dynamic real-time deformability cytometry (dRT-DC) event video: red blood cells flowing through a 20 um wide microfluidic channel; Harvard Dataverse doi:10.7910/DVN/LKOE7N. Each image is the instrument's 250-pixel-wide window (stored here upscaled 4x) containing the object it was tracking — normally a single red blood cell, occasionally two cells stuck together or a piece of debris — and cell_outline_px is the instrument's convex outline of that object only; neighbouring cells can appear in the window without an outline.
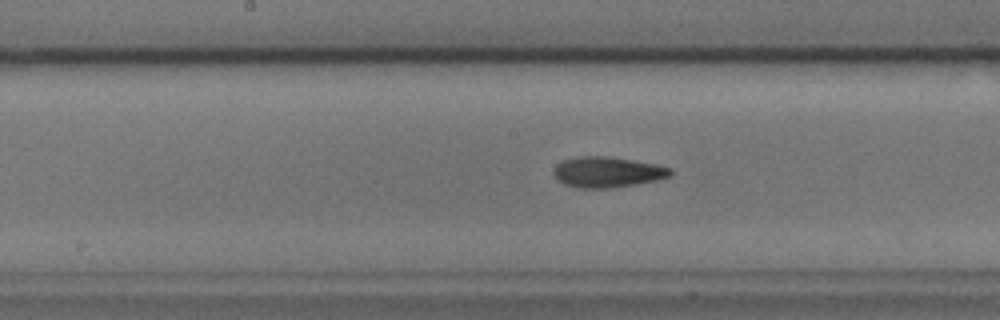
{"species": "common noctule bat (a hibernating species)", "species_latin": "Nyctalus noctula", "temperature_condition": "cold", "stored_images_in_passage": 23, "camera_frame_rate_fps": 3000, "um_per_image_px": 0.085, "animal": {"sex": "male", "body_mass_g": 17.9, "forearm_length_mm": 54.2}, "frame": {"image": 1, "passage_image": 11, "time_ms": 3.333, "image_size_px": [1000, 320], "cell_outline_px": [[672, 176], [656, 180], [636, 184], [612, 188], [576, 188], [564, 184], [556, 180], [552, 172], [556, 164], [564, 160], [580, 156], [608, 156], [656, 164], [672, 168]], "centroid_in_image_um": [51.61, 14.63], "position_along_channel_um": 196.6, "area_um2": 21.04}}
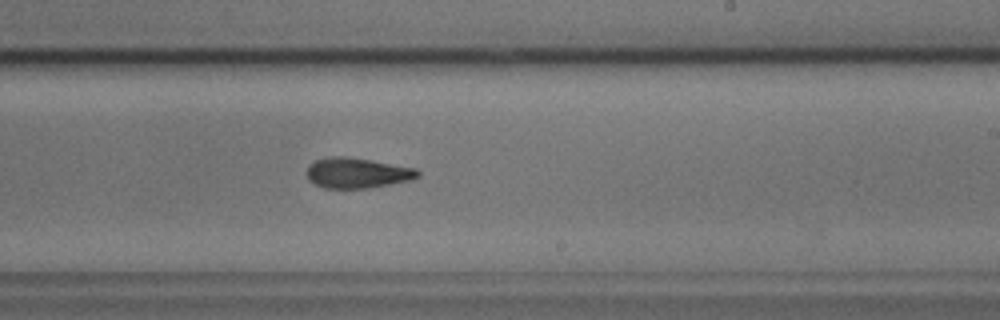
{"frame": {"image": 2, "passage_image": 16, "time_ms": 5.0, "image_size_px": [1000, 320], "cell_outline_px": [[420, 176], [412, 180], [368, 188], [324, 188], [308, 180], [308, 164], [316, 160], [328, 156], [344, 156], [372, 160], [416, 168], [420, 172]], "centroid_in_image_um": [30.38, 14.69], "position_along_channel_um": 258.6, "area_um2": 19.71}}
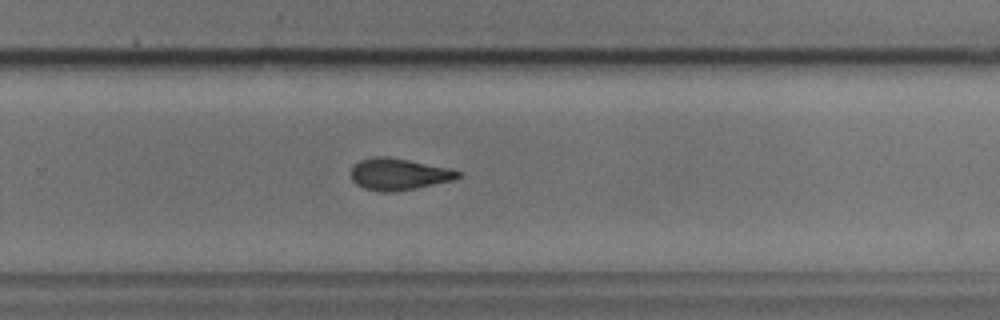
{"frame": {"image": 3, "passage_image": 19, "time_ms": 6.0, "image_size_px": [1000, 320], "cell_outline_px": [[460, 176], [452, 180], [416, 188], [392, 192], [380, 192], [364, 188], [356, 184], [352, 180], [352, 164], [360, 160], [372, 156], [388, 156], [452, 168], [460, 172]], "centroid_in_image_um": [33.87, 14.79], "position_along_channel_um": 295.9, "area_um2": 19.88}}